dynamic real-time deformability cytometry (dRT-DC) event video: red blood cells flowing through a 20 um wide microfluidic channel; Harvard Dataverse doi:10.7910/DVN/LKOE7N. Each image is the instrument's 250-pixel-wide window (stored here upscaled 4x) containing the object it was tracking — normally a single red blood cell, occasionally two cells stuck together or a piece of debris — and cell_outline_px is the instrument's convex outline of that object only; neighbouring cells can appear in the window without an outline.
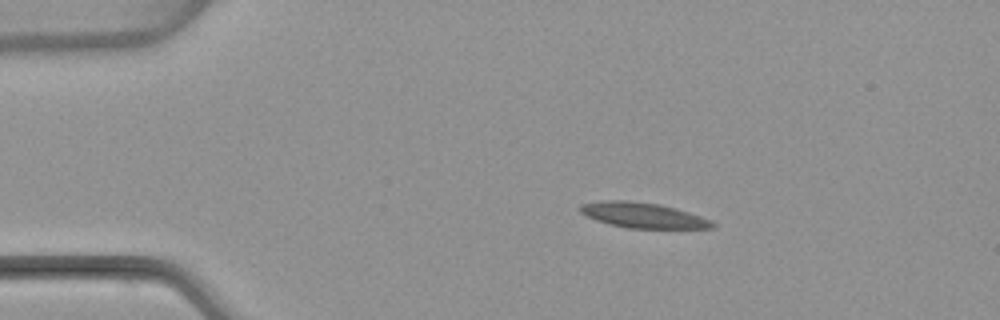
{"species": "common noctule bat (a hibernating species)", "species_latin": "Nyctalus noctula", "temperature_condition": "warm", "stored_images_in_passage": 4, "camera_frame_rate_fps": 3000, "um_per_image_px": 0.085, "animal": {"sex": "female", "body_mass_g": 22.7, "forearm_length_mm": 54.2}, "frame": {"image": 1, "passage_image": 2, "time_ms": 1.333, "image_size_px": [1000, 320], "cell_outline_px": [[716, 228], [628, 228], [608, 224], [596, 220], [580, 212], [580, 204], [604, 200], [628, 200], [660, 204], [676, 208], [712, 220], [716, 224]], "centroid_in_image_um": [54.67, 18.29], "position_along_channel_um": 30.3, "area_um2": 19.54}}
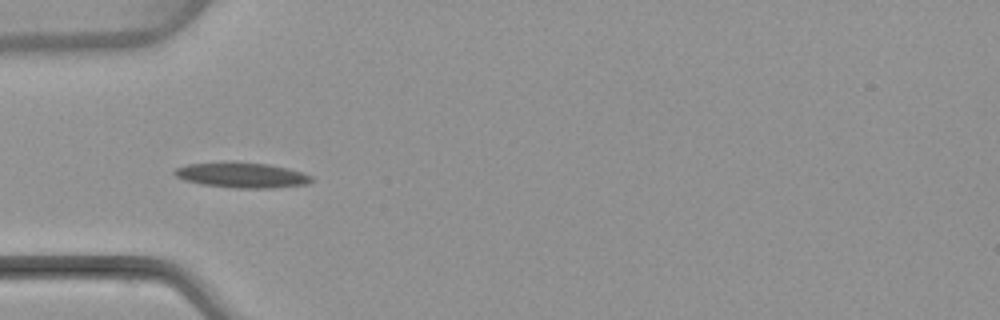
{"frame": {"image": 2, "passage_image": 4, "time_ms": 3.667, "image_size_px": [1000, 320], "cell_outline_px": [[312, 180], [308, 184], [272, 188], [232, 188], [200, 184], [184, 180], [176, 176], [172, 172], [176, 168], [188, 164], [268, 164], [288, 168], [312, 176]], "centroid_in_image_um": [20.58, 14.93], "position_along_channel_um": 64.4, "area_um2": 19.42}}